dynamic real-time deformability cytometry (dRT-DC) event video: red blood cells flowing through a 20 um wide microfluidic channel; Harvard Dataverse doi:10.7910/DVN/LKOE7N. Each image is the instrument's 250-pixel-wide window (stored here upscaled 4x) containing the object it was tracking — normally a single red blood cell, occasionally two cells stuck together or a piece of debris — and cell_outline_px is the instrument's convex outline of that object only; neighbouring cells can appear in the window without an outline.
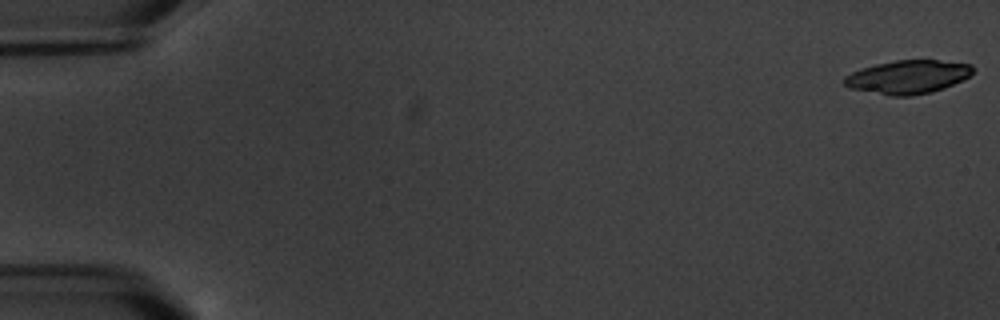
{"species": "common noctule bat (a hibernating species)", "species_latin": "Nyctalus noctula", "temperature_condition": "warm", "stored_images_in_passage": 5, "camera_frame_rate_fps": 3000, "um_per_image_px": 0.085, "animal": {"sex": "male", "body_mass_g": 20.1, "forearm_length_mm": 53.5}, "frame": {"image": 1, "passage_image": 1, "time_ms": 0.0, "image_size_px": [1000, 320], "cell_outline_px": [[972, 72], [968, 76], [944, 88], [932, 92], [912, 96], [892, 96], [848, 88], [844, 84], [844, 76], [860, 68], [876, 64], [896, 60], [936, 60], [972, 64]], "centroid_in_image_um": [77.12, 6.54], "position_along_channel_um": 7.9, "area_um2": 24.97}}
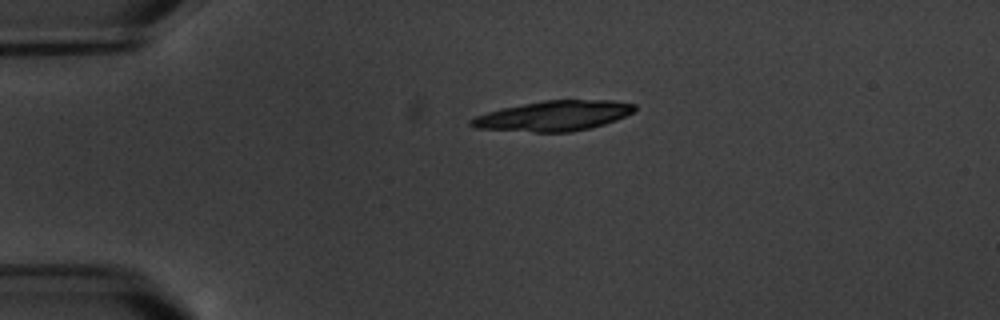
{"frame": {"image": 2, "passage_image": 4, "time_ms": 4.333, "image_size_px": [1000, 320], "cell_outline_px": [[636, 108], [632, 112], [616, 120], [604, 124], [572, 132], [536, 132], [476, 128], [468, 124], [468, 120], [476, 116], [500, 108], [544, 100], [612, 100], [636, 104]], "centroid_in_image_um": [47.04, 9.84], "position_along_channel_um": 38.0, "area_um2": 28.61}}